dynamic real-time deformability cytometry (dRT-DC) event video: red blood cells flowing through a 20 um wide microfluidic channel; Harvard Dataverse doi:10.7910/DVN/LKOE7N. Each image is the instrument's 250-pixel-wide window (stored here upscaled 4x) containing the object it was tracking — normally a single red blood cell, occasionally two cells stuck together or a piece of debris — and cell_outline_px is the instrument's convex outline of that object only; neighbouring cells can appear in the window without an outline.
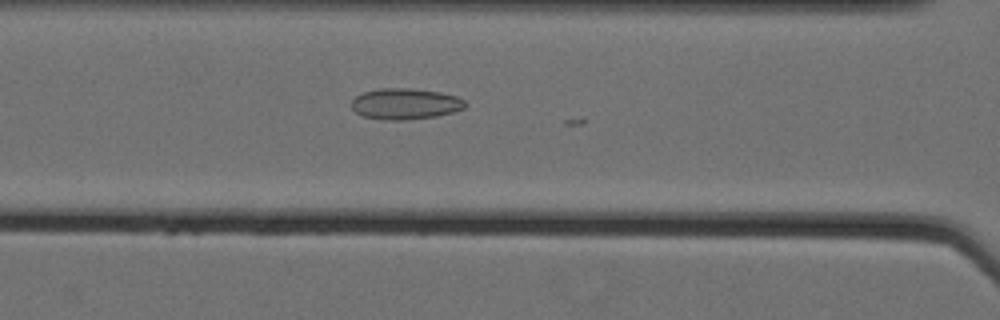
{"species": "Egyptian fruit bat (a non-hibernating species)", "species_latin": "Rousettus aegyptiacus", "temperature_condition": "cold", "stored_images_in_passage": 5, "camera_frame_rate_fps": 3000, "um_per_image_px": 0.085, "animal": {"sex": "female"}, "frame": {"image": 1, "passage_image": 4, "time_ms": 1.0, "image_size_px": [1000, 320], "cell_outline_px": [[468, 104], [464, 108], [452, 112], [436, 116], [404, 120], [388, 120], [364, 116], [356, 112], [352, 108], [352, 100], [356, 96], [364, 92], [380, 88], [412, 88], [440, 92], [456, 96], [464, 100]], "centroid_in_image_um": [34.46, 8.82], "position_along_channel_um": 132.1, "area_um2": 20.46}}